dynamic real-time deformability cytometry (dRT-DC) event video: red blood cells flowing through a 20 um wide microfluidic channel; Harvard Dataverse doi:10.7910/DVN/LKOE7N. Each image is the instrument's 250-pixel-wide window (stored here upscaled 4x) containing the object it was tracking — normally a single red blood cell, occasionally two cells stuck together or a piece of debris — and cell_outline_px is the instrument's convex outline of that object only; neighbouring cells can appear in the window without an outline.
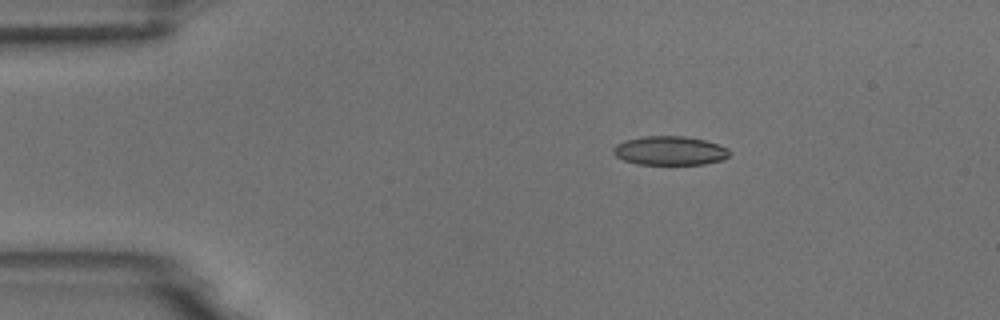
{"species": "common noctule bat (a hibernating species)", "species_latin": "Nyctalus noctula", "temperature_condition": "room temperature", "stored_images_in_passage": 9, "camera_frame_rate_fps": 3000, "um_per_image_px": 0.085, "animal": {"sex": "male", "body_mass_g": 18.8}, "frame": {"image": 1, "passage_image": 3, "time_ms": 3.0, "image_size_px": [1000, 320], "cell_outline_px": [[728, 156], [724, 160], [704, 164], [636, 164], [624, 160], [616, 156], [612, 152], [612, 148], [616, 144], [624, 140], [644, 136], [684, 136], [704, 140], [728, 148]], "centroid_in_image_um": [56.9, 12.81], "position_along_channel_um": 28.1, "area_um2": 19.59}}
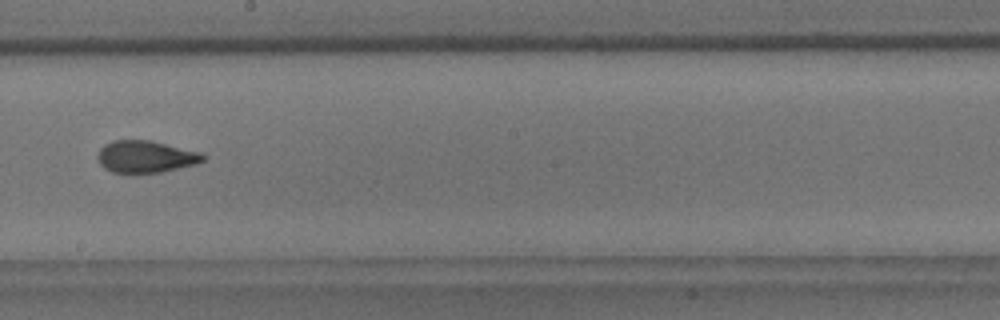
{"frame": {"image": 2, "passage_image": 9, "time_ms": 10.0, "image_size_px": [1000, 320], "cell_outline_px": [[208, 156], [204, 160], [196, 164], [160, 172], [112, 172], [104, 168], [100, 164], [96, 156], [100, 148], [104, 144], [112, 140], [148, 140], [204, 152]], "centroid_in_image_um": [12.4, 13.3], "position_along_channel_um": 235.8, "area_um2": 19.77}}